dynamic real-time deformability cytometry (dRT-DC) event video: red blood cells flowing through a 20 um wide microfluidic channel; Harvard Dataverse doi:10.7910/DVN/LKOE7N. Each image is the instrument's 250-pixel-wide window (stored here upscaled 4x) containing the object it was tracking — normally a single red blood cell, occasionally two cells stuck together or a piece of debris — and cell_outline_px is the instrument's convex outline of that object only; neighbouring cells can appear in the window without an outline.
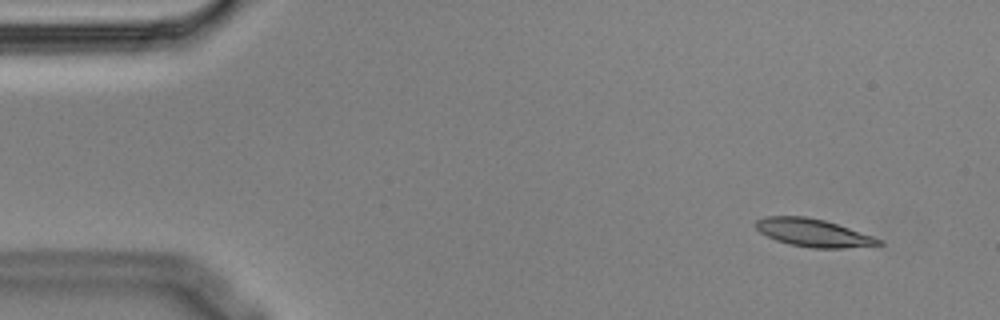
{"species": "Egyptian fruit bat (a non-hibernating species)", "species_latin": "Rousettus aegyptiacus", "temperature_condition": "cold", "stored_images_in_passage": 4, "camera_frame_rate_fps": 3000, "um_per_image_px": 0.085, "animal": {"sex": "male"}, "frame": {"image": 1, "passage_image": 1, "time_ms": 0.0, "image_size_px": [1000, 320], "cell_outline_px": [[884, 244], [844, 248], [812, 248], [788, 244], [776, 240], [760, 232], [752, 224], [756, 220], [764, 216], [804, 216], [824, 220], [884, 240]], "centroid_in_image_um": [69.08, 19.78], "position_along_channel_um": 15.9, "area_um2": 19.88}}